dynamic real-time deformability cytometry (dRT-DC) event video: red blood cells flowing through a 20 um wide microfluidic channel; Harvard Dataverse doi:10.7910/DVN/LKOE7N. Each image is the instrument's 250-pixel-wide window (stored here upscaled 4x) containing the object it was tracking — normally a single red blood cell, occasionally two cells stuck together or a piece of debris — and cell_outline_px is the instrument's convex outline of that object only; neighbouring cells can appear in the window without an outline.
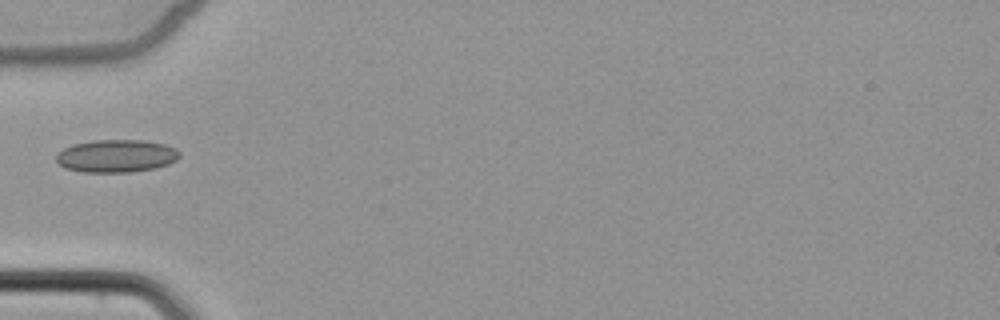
{"species": "common noctule bat (a hibernating species)", "species_latin": "Nyctalus noctula", "temperature_condition": "cold", "stored_images_in_passage": 6, "camera_frame_rate_fps": 3000, "um_per_image_px": 0.085, "animal": {"sex": "female", "body_mass_g": 22.7, "forearm_length_mm": 54.2}, "frame": {"image": 1, "passage_image": 5, "time_ms": 5.0, "image_size_px": [1000, 320], "cell_outline_px": [[180, 156], [176, 160], [168, 164], [156, 168], [132, 172], [84, 172], [64, 168], [56, 160], [56, 152], [72, 144], [96, 140], [144, 140], [164, 144], [176, 148], [180, 152]], "centroid_in_image_um": [9.89, 13.26], "position_along_channel_um": 75.1, "area_um2": 23.7}}
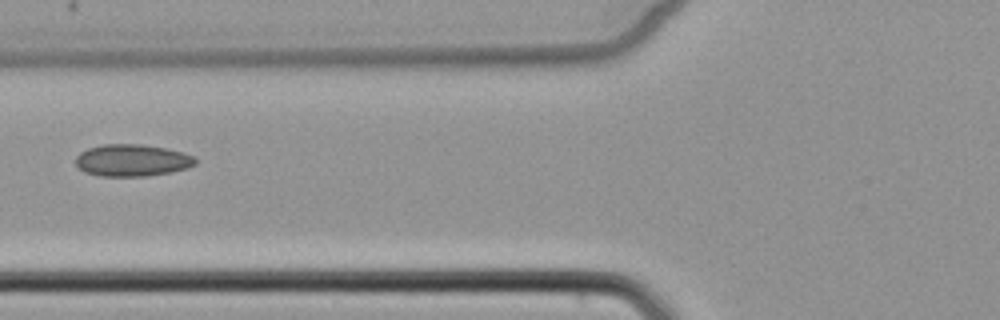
{"frame": {"image": 2, "passage_image": 6, "time_ms": 6.0, "image_size_px": [1000, 320], "cell_outline_px": [[196, 164], [188, 168], [172, 172], [148, 176], [100, 176], [84, 172], [76, 164], [76, 156], [80, 152], [88, 148], [104, 144], [140, 144], [164, 148], [184, 152], [196, 156]], "centroid_in_image_um": [11.26, 13.63], "position_along_channel_um": 114.5, "area_um2": 22.48}}